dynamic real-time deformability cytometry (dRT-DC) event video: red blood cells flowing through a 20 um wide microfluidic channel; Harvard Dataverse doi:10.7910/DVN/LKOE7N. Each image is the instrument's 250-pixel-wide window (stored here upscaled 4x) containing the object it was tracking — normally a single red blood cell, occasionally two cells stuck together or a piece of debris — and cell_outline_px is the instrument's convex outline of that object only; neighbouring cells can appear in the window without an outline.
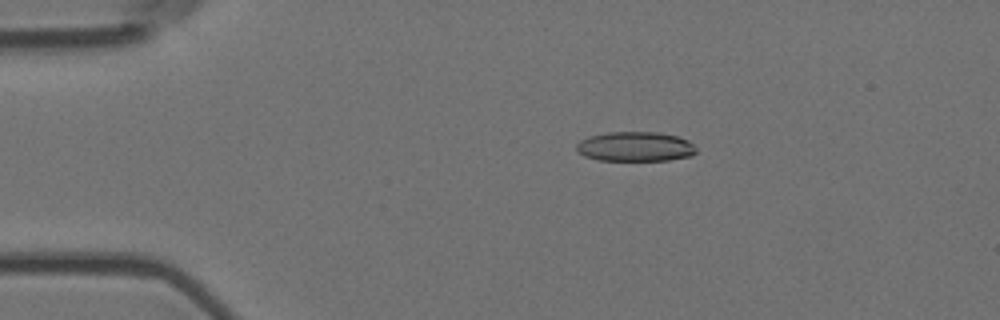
{"species": "Egyptian fruit bat (a non-hibernating species)", "species_latin": "Rousettus aegyptiacus", "temperature_condition": "room temperature", "stored_images_in_passage": 50, "camera_frame_rate_fps": 3000, "um_per_image_px": 0.085, "animal": {"sex": "female"}, "frame": {"image": 1, "passage_image": 10, "time_ms": 3.0, "image_size_px": [1000, 320], "cell_outline_px": [[696, 152], [692, 156], [668, 160], [600, 160], [584, 156], [576, 152], [576, 144], [580, 140], [588, 136], [608, 132], [656, 132], [680, 136], [688, 140], [696, 148]], "centroid_in_image_um": [53.99, 12.45], "position_along_channel_um": 31.0, "area_um2": 20.87}}
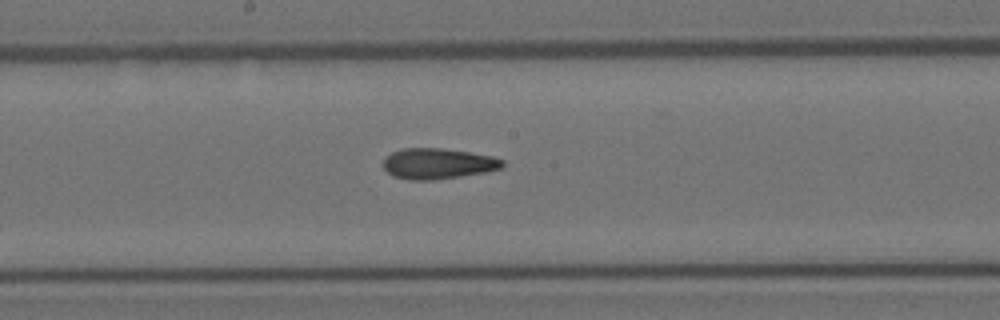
{"frame": {"image": 2, "passage_image": 27, "time_ms": 8.667, "image_size_px": [1000, 320], "cell_outline_px": [[504, 164], [500, 168], [488, 172], [432, 180], [412, 180], [392, 176], [384, 168], [384, 160], [392, 152], [404, 148], [440, 148], [468, 152], [492, 156], [504, 160]], "centroid_in_image_um": [37.23, 13.91], "position_along_channel_um": 211.0, "area_um2": 21.15}}
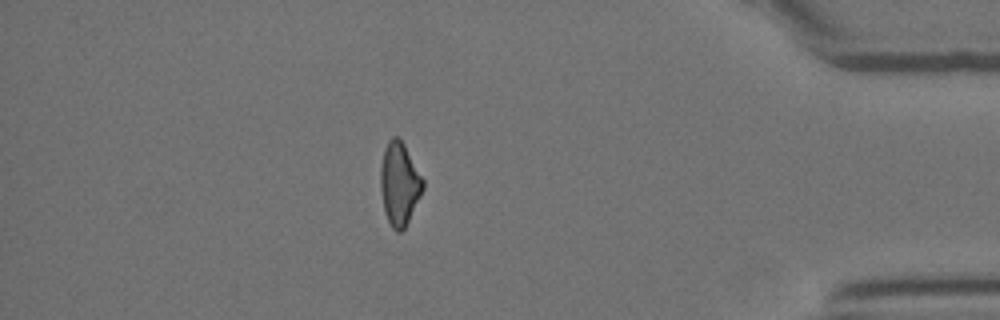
{"frame": {"image": 3, "passage_image": 44, "time_ms": 14.333, "image_size_px": [1000, 320], "cell_outline_px": [[424, 188], [404, 228], [400, 232], [396, 232], [392, 228], [384, 212], [380, 188], [380, 168], [384, 148], [388, 140], [392, 136], [396, 136], [404, 144], [424, 180]], "centroid_in_image_um": [33.93, 15.61], "position_along_channel_um": 401.3, "area_um2": 20.4}, "authors_computed_cell_mechanics": {"area_um2": 21.0681, "velocity_mm_per_s": 4.0598, "shape_relaxation_time_tau1_ms": 8.831, "shape_relaxation_time_tau2_ms": 5.1918, "deformation_change_tau1": 0.2436, "deformation_change_tau2": 0.1614}}